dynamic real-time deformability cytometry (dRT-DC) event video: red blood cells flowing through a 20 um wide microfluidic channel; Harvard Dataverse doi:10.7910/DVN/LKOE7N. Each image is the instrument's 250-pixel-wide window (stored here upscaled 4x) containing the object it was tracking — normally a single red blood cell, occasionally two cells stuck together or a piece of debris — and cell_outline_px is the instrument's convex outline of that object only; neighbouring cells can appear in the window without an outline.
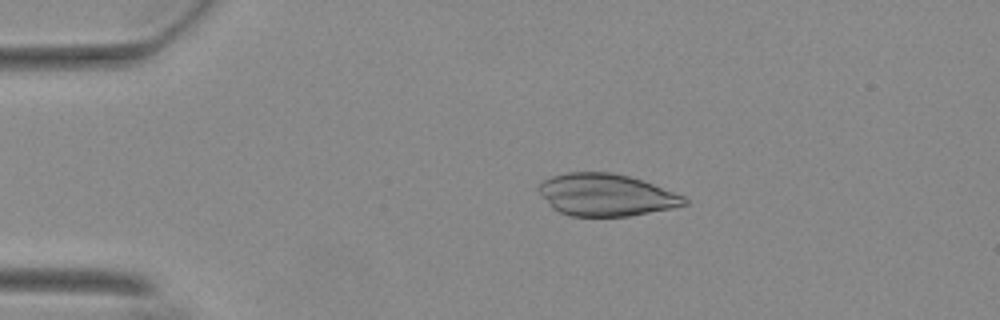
{"species": "Egyptian fruit bat (a non-hibernating species)", "species_latin": "Rousettus aegyptiacus", "temperature_condition": "warm", "stored_images_in_passage": 50, "camera_frame_rate_fps": 3000, "um_per_image_px": 0.085, "animal": {"sex": "female"}, "frame": {"image": 1, "passage_image": 6, "time_ms": 1.667, "image_size_px": [1000, 320], "cell_outline_px": [[688, 204], [672, 208], [628, 216], [572, 216], [560, 212], [552, 208], [540, 192], [540, 184], [544, 180], [552, 176], [568, 172], [612, 172], [628, 176], [652, 184], [684, 196], [688, 200]], "centroid_in_image_um": [51.52, 16.57], "position_along_channel_um": 33.5, "area_um2": 35.32}}
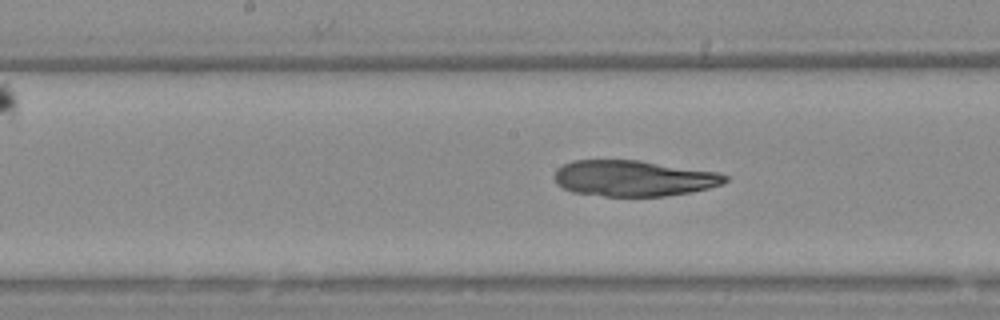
{"frame": {"image": 2, "passage_image": 23, "time_ms": 7.333, "image_size_px": [1000, 320], "cell_outline_px": [[728, 180], [720, 184], [708, 188], [692, 192], [664, 196], [604, 196], [572, 192], [556, 184], [556, 168], [572, 160], [640, 160], [716, 172], [728, 176]], "centroid_in_image_um": [53.84, 15.15], "position_along_channel_um": 194.4, "area_um2": 35.6}}
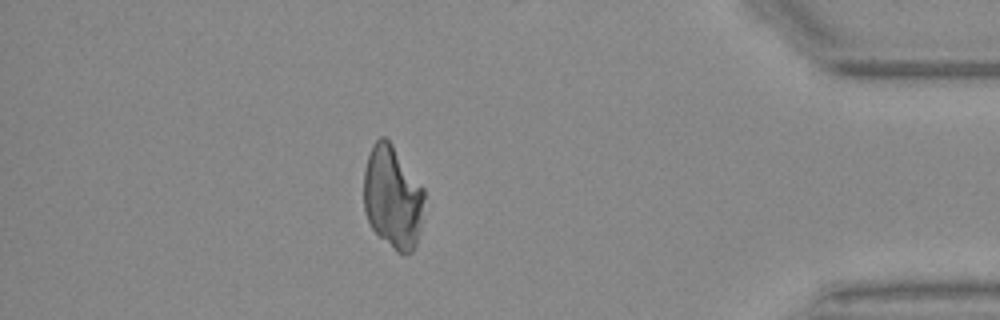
{"frame": {"image": 3, "passage_image": 43, "time_ms": 14.0, "image_size_px": [1000, 320], "cell_outline_px": [[424, 196], [420, 228], [416, 244], [412, 252], [404, 256], [396, 252], [372, 228], [368, 220], [364, 208], [364, 172], [368, 156], [372, 144], [380, 136], [384, 136], [392, 144], [424, 188]], "centroid_in_image_um": [33.37, 16.77], "position_along_channel_um": 401.8, "area_um2": 36.18}}